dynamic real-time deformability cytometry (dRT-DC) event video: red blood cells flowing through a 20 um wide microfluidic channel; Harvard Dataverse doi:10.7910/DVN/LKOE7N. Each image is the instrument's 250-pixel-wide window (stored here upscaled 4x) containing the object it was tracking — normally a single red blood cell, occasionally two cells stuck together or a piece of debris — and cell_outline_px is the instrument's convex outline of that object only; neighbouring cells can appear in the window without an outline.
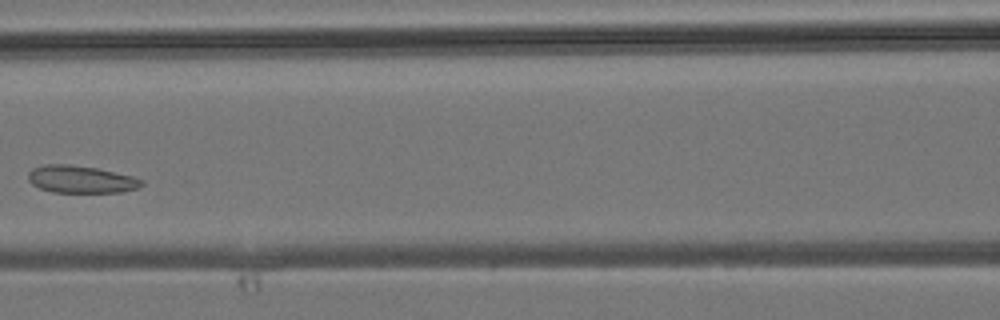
{"species": "common noctule bat (a hibernating species)", "species_latin": "Nyctalus noctula", "temperature_condition": "room temperature", "stored_images_in_passage": 5, "camera_frame_rate_fps": 3000, "um_per_image_px": 0.085, "animal": {"sex": "male", "body_mass_g": 19.2, "forearm_length_mm": 51.8}, "frame": {"image": 1, "passage_image": 5, "time_ms": 4.667, "image_size_px": [1000, 320], "cell_outline_px": [[144, 184], [140, 188], [120, 192], [52, 192], [40, 188], [32, 184], [28, 180], [28, 172], [32, 168], [44, 164], [68, 164], [96, 168], [132, 176], [144, 180]], "centroid_in_image_um": [6.88, 15.24], "position_along_channel_um": 159.7, "area_um2": 18.15}}